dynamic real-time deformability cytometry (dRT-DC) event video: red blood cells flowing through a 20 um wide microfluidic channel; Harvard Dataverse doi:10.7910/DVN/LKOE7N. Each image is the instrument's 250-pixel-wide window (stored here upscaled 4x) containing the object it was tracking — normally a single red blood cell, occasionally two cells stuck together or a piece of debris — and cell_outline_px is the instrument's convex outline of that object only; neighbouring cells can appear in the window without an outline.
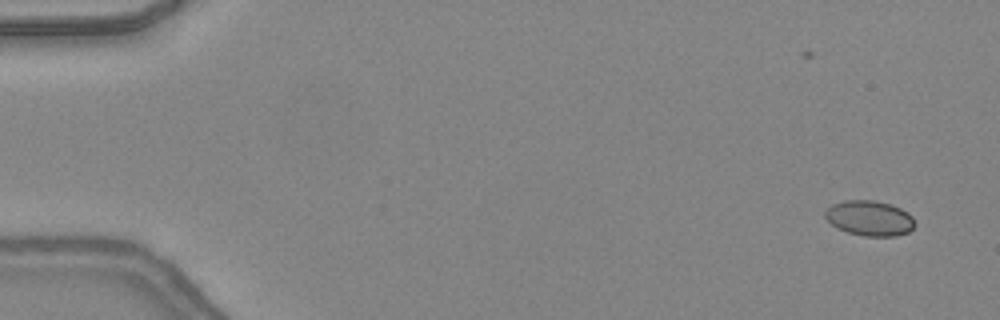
{"species": "common noctule bat (a hibernating species)", "species_latin": "Nyctalus noctula", "temperature_condition": "warm", "stored_images_in_passage": 48, "segment_of_instrument_passage": [1, 2], "camera_frame_rate_fps": 3000, "um_per_image_px": 0.085, "animal": {"sex": "female", "body_mass_g": 24.6, "forearm_length_mm": 56.2}, "frame": {"image": 1, "passage_image": 2, "time_ms": 0.333, "image_size_px": [1000, 320], "cell_outline_px": [[916, 224], [908, 232], [896, 236], [864, 236], [848, 232], [836, 228], [824, 216], [824, 212], [832, 204], [844, 200], [872, 200], [888, 204], [900, 208], [908, 212], [912, 216]], "centroid_in_image_um": [73.91, 18.55], "position_along_channel_um": 11.1, "area_um2": 18.38}}
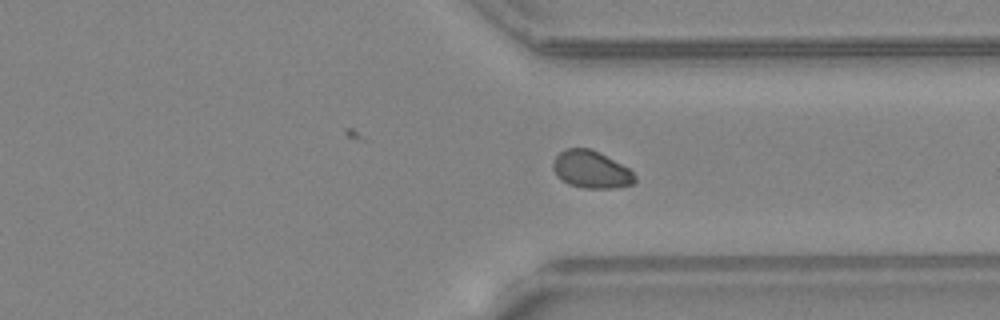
{"frame": {"image": 2, "passage_image": 36, "time_ms": 11.667, "image_size_px": [1000, 320], "cell_outline_px": [[636, 180], [632, 184], [616, 188], [584, 188], [568, 184], [556, 176], [552, 168], [552, 164], [556, 156], [564, 148], [588, 148], [600, 152], [628, 168], [636, 176]], "centroid_in_image_um": [50.23, 14.41], "position_along_channel_um": 361.2, "area_um2": 17.92}}
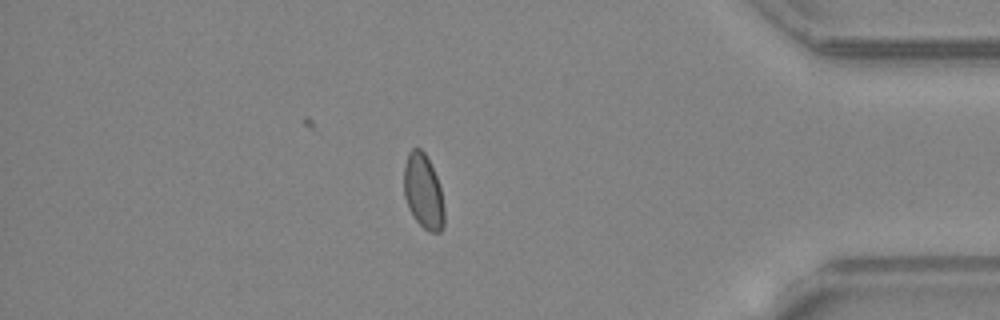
{"frame": {"image": 3, "passage_image": 41, "time_ms": 13.333, "image_size_px": [1000, 320], "cell_outline_px": [[444, 224], [440, 232], [428, 232], [416, 220], [408, 208], [404, 196], [404, 164], [408, 152], [412, 148], [420, 148], [424, 152], [436, 176], [440, 188], [444, 208]], "centroid_in_image_um": [35.96, 16.28], "position_along_channel_um": 399.2, "area_um2": 17.51}}